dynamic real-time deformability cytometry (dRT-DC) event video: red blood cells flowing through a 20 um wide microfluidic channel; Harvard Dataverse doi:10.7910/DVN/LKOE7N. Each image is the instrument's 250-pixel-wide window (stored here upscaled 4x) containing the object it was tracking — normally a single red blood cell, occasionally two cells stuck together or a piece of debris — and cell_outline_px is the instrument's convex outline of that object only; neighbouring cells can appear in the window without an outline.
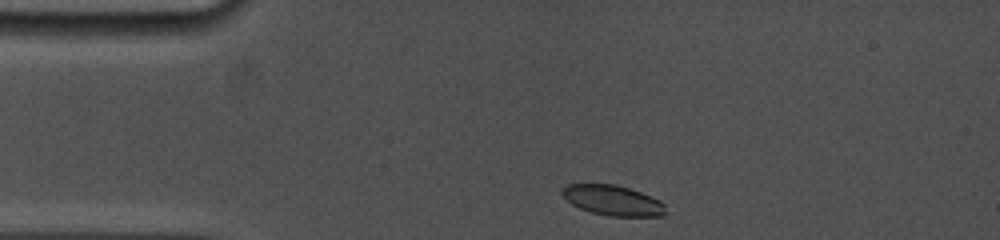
{"species": "common noctule bat (a hibernating species)", "species_latin": "Nyctalus noctula", "temperature_condition": "cold", "stored_images_in_passage": 14, "camera_frame_rate_fps": 5000, "um_per_image_px": 0.085, "animal": {"sex": "female", "body_mass_g": 19.0, "forearm_length_mm": 53.3}, "frame": {"image": 1, "passage_image": 1, "time_ms": 0.0, "image_size_px": [1000, 240], "cell_outline_px": [[664, 212], [660, 216], [608, 216], [592, 212], [580, 208], [572, 204], [560, 192], [568, 184], [616, 184], [640, 192], [660, 200], [664, 204]], "centroid_in_image_um": [52.08, 17.02], "position_along_channel_um": 32.9, "area_um2": 17.92}}
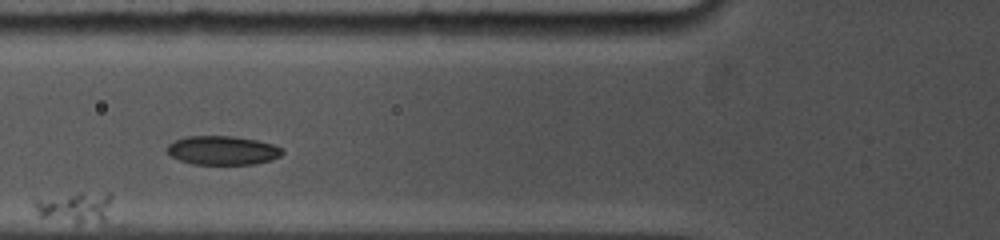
{"frame": {"image": 2, "passage_image": 8, "time_ms": 3.0, "image_size_px": [1000, 240], "cell_outline_px": [[112, 196], [104, 224], [76, 224], [40, 216], [32, 204], [32, 200], [36, 196], [80, 192], [112, 192]], "centroid_in_image_um": [6.35, 17.6], "position_along_channel_um": 119.5, "area_um2": 15.03}}
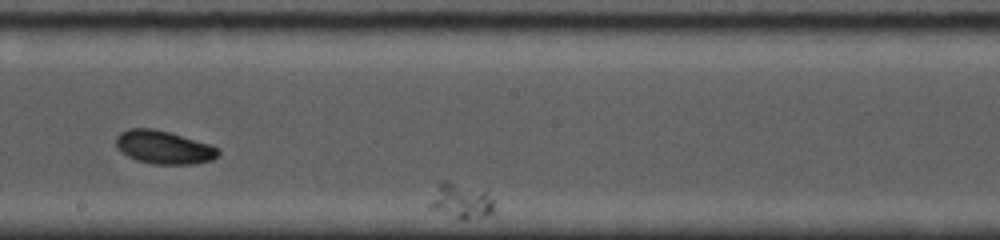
{"frame": {"image": 3, "passage_image": 14, "time_ms": 6.4, "image_size_px": [1000, 240], "cell_outline_px": [[492, 212], [484, 216], [464, 220], [428, 208], [428, 204], [440, 180], [448, 180], [488, 188], [492, 200]], "centroid_in_image_um": [39.2, 17.01], "position_along_channel_um": 209.0, "area_um2": 13.7}}